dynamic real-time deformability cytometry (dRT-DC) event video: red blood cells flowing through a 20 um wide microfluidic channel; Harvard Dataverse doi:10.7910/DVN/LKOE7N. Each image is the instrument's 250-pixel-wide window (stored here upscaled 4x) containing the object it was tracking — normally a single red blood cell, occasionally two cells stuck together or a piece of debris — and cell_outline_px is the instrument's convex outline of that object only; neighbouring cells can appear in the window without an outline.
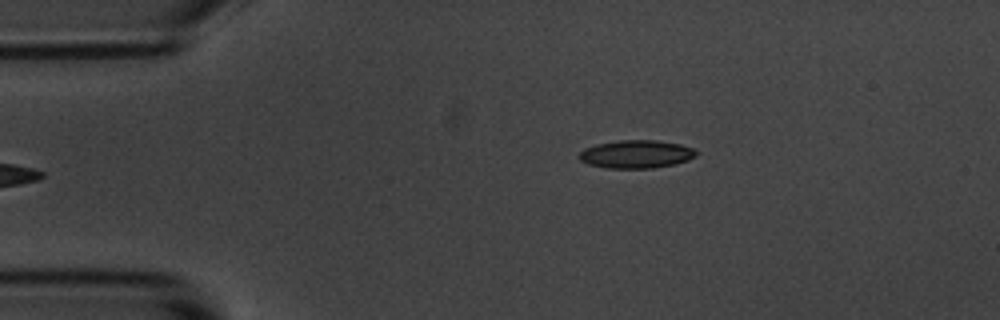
{"species": "common noctule bat (a hibernating species)", "species_latin": "Nyctalus noctula", "temperature_condition": "room temperature", "stored_images_in_passage": 2, "camera_frame_rate_fps": 3000, "um_per_image_px": 0.085, "animal": {"sex": "male", "body_mass_g": 20.1, "forearm_length_mm": 53.5}, "frame": {"image": 1, "passage_image": 2, "time_ms": 1.0, "image_size_px": [1000, 320], "cell_outline_px": [[700, 152], [696, 156], [688, 160], [672, 164], [652, 168], [608, 168], [588, 164], [580, 160], [580, 152], [584, 148], [596, 144], [620, 140], [656, 140], [680, 144], [692, 148]], "centroid_in_image_um": [54.09, 13.1], "position_along_channel_um": 30.9, "area_um2": 19.07}}